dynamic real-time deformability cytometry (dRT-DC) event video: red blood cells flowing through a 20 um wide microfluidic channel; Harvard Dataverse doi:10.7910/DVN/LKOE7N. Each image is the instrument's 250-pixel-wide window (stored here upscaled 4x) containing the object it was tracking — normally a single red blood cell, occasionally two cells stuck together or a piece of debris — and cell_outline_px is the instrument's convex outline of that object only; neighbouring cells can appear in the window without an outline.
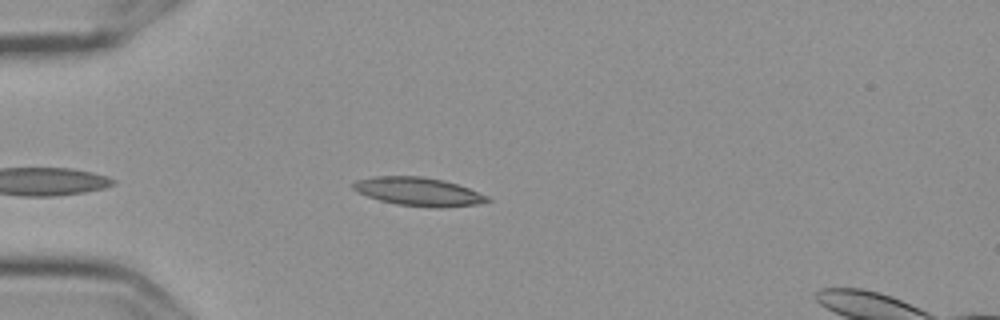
{"species": "Egyptian fruit bat (a non-hibernating species)", "species_latin": "Rousettus aegyptiacus", "temperature_condition": "cold", "stored_images_in_passage": 42, "camera_frame_rate_fps": 3000, "um_per_image_px": 0.085, "frame": {"image": 1, "passage_image": 4, "time_ms": 1.0, "image_size_px": [1000, 320], "cell_outline_px": [[492, 200], [476, 204], [440, 208], [436, 208], [396, 204], [380, 200], [356, 192], [352, 188], [352, 184], [356, 180], [376, 176], [420, 176], [444, 180], [468, 188], [488, 196]], "centroid_in_image_um": [35.55, 16.29], "position_along_channel_um": 49.5, "area_um2": 22.14}}
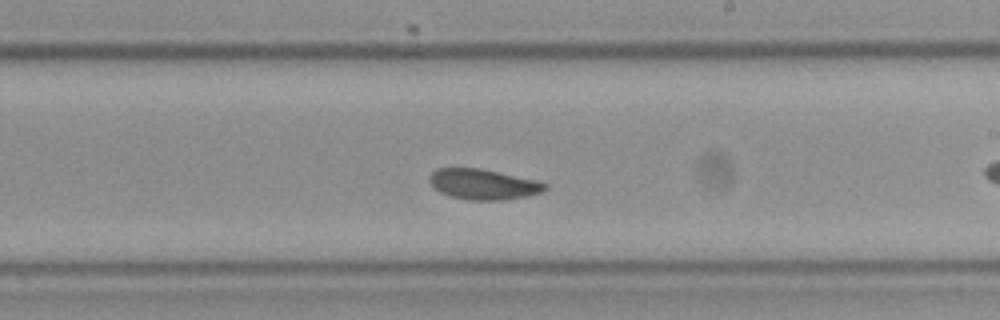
{"frame": {"image": 2, "passage_image": 18, "time_ms": 5.667, "image_size_px": [1000, 320], "cell_outline_px": [[548, 188], [540, 192], [524, 196], [504, 200], [468, 200], [452, 196], [440, 192], [432, 188], [428, 180], [428, 176], [436, 168], [480, 168], [532, 180], [548, 184]], "centroid_in_image_um": [40.99, 15.66], "position_along_channel_um": 248.0, "area_um2": 20.29}}
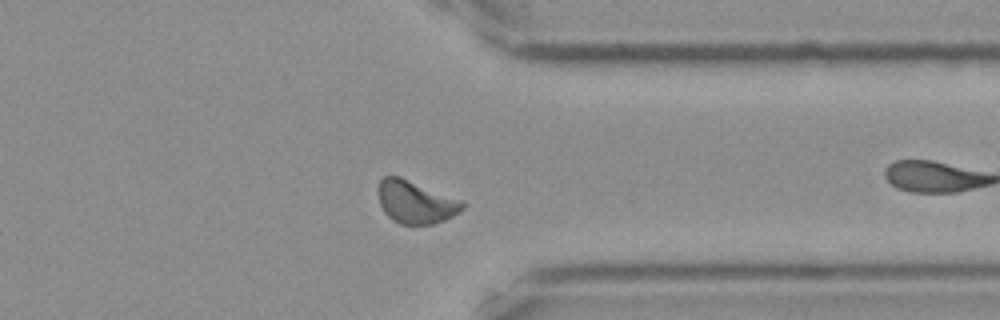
{"frame": {"image": 3, "passage_image": 29, "time_ms": 9.333, "image_size_px": [1000, 320], "cell_outline_px": [[464, 208], [460, 212], [444, 220], [432, 224], [400, 224], [392, 220], [384, 212], [380, 204], [380, 180], [384, 176], [400, 176], [464, 200]], "centroid_in_image_um": [35.37, 17.17], "position_along_channel_um": 376.0, "area_um2": 20.98}, "authors_computed_cell_mechanics": {"area_um2": 20.1722, "velocity_mm_per_s": 3.5548, "shape_relaxation_time_tau1_ms": 9.7568, "shape_relaxation_time_tau2_ms": null, "deformation_change_tau1": 0.1422, "deformation_change_tau2": null}}